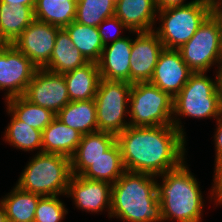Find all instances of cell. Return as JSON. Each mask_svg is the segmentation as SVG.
<instances>
[{
    "mask_svg": "<svg viewBox=\"0 0 222 222\" xmlns=\"http://www.w3.org/2000/svg\"><path fill=\"white\" fill-rule=\"evenodd\" d=\"M70 101H87L94 99L100 82V72L95 62L63 74Z\"/></svg>",
    "mask_w": 222,
    "mask_h": 222,
    "instance_id": "ffe728a7",
    "label": "cell"
},
{
    "mask_svg": "<svg viewBox=\"0 0 222 222\" xmlns=\"http://www.w3.org/2000/svg\"><path fill=\"white\" fill-rule=\"evenodd\" d=\"M59 196H42L36 207L33 222H62L68 209Z\"/></svg>",
    "mask_w": 222,
    "mask_h": 222,
    "instance_id": "4dcf8cb0",
    "label": "cell"
},
{
    "mask_svg": "<svg viewBox=\"0 0 222 222\" xmlns=\"http://www.w3.org/2000/svg\"><path fill=\"white\" fill-rule=\"evenodd\" d=\"M211 79L206 72L192 73L188 82L173 98V126L186 137L181 116L198 119L214 118L217 120L222 111L217 71ZM180 116V117H179Z\"/></svg>",
    "mask_w": 222,
    "mask_h": 222,
    "instance_id": "277c9868",
    "label": "cell"
},
{
    "mask_svg": "<svg viewBox=\"0 0 222 222\" xmlns=\"http://www.w3.org/2000/svg\"><path fill=\"white\" fill-rule=\"evenodd\" d=\"M115 4L113 0H77L75 21L98 27L106 18L114 16Z\"/></svg>",
    "mask_w": 222,
    "mask_h": 222,
    "instance_id": "f546056e",
    "label": "cell"
},
{
    "mask_svg": "<svg viewBox=\"0 0 222 222\" xmlns=\"http://www.w3.org/2000/svg\"><path fill=\"white\" fill-rule=\"evenodd\" d=\"M173 98L150 82L133 83L129 96V123L133 127L173 125Z\"/></svg>",
    "mask_w": 222,
    "mask_h": 222,
    "instance_id": "52a82bcc",
    "label": "cell"
},
{
    "mask_svg": "<svg viewBox=\"0 0 222 222\" xmlns=\"http://www.w3.org/2000/svg\"><path fill=\"white\" fill-rule=\"evenodd\" d=\"M111 188L110 183L89 180L81 175H72L66 196L71 197L74 205L79 210L96 214L107 210L110 217Z\"/></svg>",
    "mask_w": 222,
    "mask_h": 222,
    "instance_id": "5bb4252c",
    "label": "cell"
},
{
    "mask_svg": "<svg viewBox=\"0 0 222 222\" xmlns=\"http://www.w3.org/2000/svg\"><path fill=\"white\" fill-rule=\"evenodd\" d=\"M192 73L179 50L164 48L149 82L174 98L188 82Z\"/></svg>",
    "mask_w": 222,
    "mask_h": 222,
    "instance_id": "9a60e30c",
    "label": "cell"
},
{
    "mask_svg": "<svg viewBox=\"0 0 222 222\" xmlns=\"http://www.w3.org/2000/svg\"><path fill=\"white\" fill-rule=\"evenodd\" d=\"M23 96L30 102L57 114L70 102L63 74L38 68Z\"/></svg>",
    "mask_w": 222,
    "mask_h": 222,
    "instance_id": "8fae6325",
    "label": "cell"
},
{
    "mask_svg": "<svg viewBox=\"0 0 222 222\" xmlns=\"http://www.w3.org/2000/svg\"><path fill=\"white\" fill-rule=\"evenodd\" d=\"M88 63L82 53L74 46L67 31L61 28L55 39V46L49 63L44 69L64 74Z\"/></svg>",
    "mask_w": 222,
    "mask_h": 222,
    "instance_id": "7402d4cb",
    "label": "cell"
},
{
    "mask_svg": "<svg viewBox=\"0 0 222 222\" xmlns=\"http://www.w3.org/2000/svg\"><path fill=\"white\" fill-rule=\"evenodd\" d=\"M34 8L0 2V44H13L35 20Z\"/></svg>",
    "mask_w": 222,
    "mask_h": 222,
    "instance_id": "44dd1931",
    "label": "cell"
},
{
    "mask_svg": "<svg viewBox=\"0 0 222 222\" xmlns=\"http://www.w3.org/2000/svg\"><path fill=\"white\" fill-rule=\"evenodd\" d=\"M157 176L126 171L111 188L110 218L124 222H162Z\"/></svg>",
    "mask_w": 222,
    "mask_h": 222,
    "instance_id": "3957f363",
    "label": "cell"
},
{
    "mask_svg": "<svg viewBox=\"0 0 222 222\" xmlns=\"http://www.w3.org/2000/svg\"><path fill=\"white\" fill-rule=\"evenodd\" d=\"M115 142L116 135L105 131L82 135L74 155L70 158L72 175H81Z\"/></svg>",
    "mask_w": 222,
    "mask_h": 222,
    "instance_id": "ac0fdd59",
    "label": "cell"
},
{
    "mask_svg": "<svg viewBox=\"0 0 222 222\" xmlns=\"http://www.w3.org/2000/svg\"><path fill=\"white\" fill-rule=\"evenodd\" d=\"M193 73L206 72L222 64V47L218 19L211 13L193 37L178 49Z\"/></svg>",
    "mask_w": 222,
    "mask_h": 222,
    "instance_id": "9c48e42d",
    "label": "cell"
},
{
    "mask_svg": "<svg viewBox=\"0 0 222 222\" xmlns=\"http://www.w3.org/2000/svg\"><path fill=\"white\" fill-rule=\"evenodd\" d=\"M112 27L114 28V32L116 33L114 32L113 34L112 32L110 33V31L113 30L111 29ZM97 28H98V33L101 36V40L104 46L108 45L110 42L109 40L111 39H112L111 42H114L118 39L123 38L124 36L121 34L123 33V30L129 31V29L115 15L112 17L106 18ZM107 29L109 30L111 29V30L109 31ZM107 31L109 32L107 33Z\"/></svg>",
    "mask_w": 222,
    "mask_h": 222,
    "instance_id": "1f68e13d",
    "label": "cell"
},
{
    "mask_svg": "<svg viewBox=\"0 0 222 222\" xmlns=\"http://www.w3.org/2000/svg\"><path fill=\"white\" fill-rule=\"evenodd\" d=\"M214 167V179L209 198L211 201L214 199L215 205H217V198L222 195V158L215 163Z\"/></svg>",
    "mask_w": 222,
    "mask_h": 222,
    "instance_id": "d6a6232c",
    "label": "cell"
},
{
    "mask_svg": "<svg viewBox=\"0 0 222 222\" xmlns=\"http://www.w3.org/2000/svg\"><path fill=\"white\" fill-rule=\"evenodd\" d=\"M213 9L212 14L214 16H222V0H210Z\"/></svg>",
    "mask_w": 222,
    "mask_h": 222,
    "instance_id": "8d00e7d4",
    "label": "cell"
},
{
    "mask_svg": "<svg viewBox=\"0 0 222 222\" xmlns=\"http://www.w3.org/2000/svg\"><path fill=\"white\" fill-rule=\"evenodd\" d=\"M187 166L184 161L179 167L157 176L162 178L160 183L156 180L162 222H202L205 200L200 182Z\"/></svg>",
    "mask_w": 222,
    "mask_h": 222,
    "instance_id": "7a4b0ae2",
    "label": "cell"
},
{
    "mask_svg": "<svg viewBox=\"0 0 222 222\" xmlns=\"http://www.w3.org/2000/svg\"><path fill=\"white\" fill-rule=\"evenodd\" d=\"M217 205L222 206V195L217 198Z\"/></svg>",
    "mask_w": 222,
    "mask_h": 222,
    "instance_id": "60d3db41",
    "label": "cell"
},
{
    "mask_svg": "<svg viewBox=\"0 0 222 222\" xmlns=\"http://www.w3.org/2000/svg\"><path fill=\"white\" fill-rule=\"evenodd\" d=\"M8 5H24L26 7H35L36 0H0Z\"/></svg>",
    "mask_w": 222,
    "mask_h": 222,
    "instance_id": "d590c367",
    "label": "cell"
},
{
    "mask_svg": "<svg viewBox=\"0 0 222 222\" xmlns=\"http://www.w3.org/2000/svg\"><path fill=\"white\" fill-rule=\"evenodd\" d=\"M131 86L126 81L100 79L94 98L98 131L118 135L130 126L127 118Z\"/></svg>",
    "mask_w": 222,
    "mask_h": 222,
    "instance_id": "ba28073f",
    "label": "cell"
},
{
    "mask_svg": "<svg viewBox=\"0 0 222 222\" xmlns=\"http://www.w3.org/2000/svg\"><path fill=\"white\" fill-rule=\"evenodd\" d=\"M64 29L69 34L74 46L88 62L97 63L99 61L104 45L97 27L86 26L73 21Z\"/></svg>",
    "mask_w": 222,
    "mask_h": 222,
    "instance_id": "f1b7e54d",
    "label": "cell"
},
{
    "mask_svg": "<svg viewBox=\"0 0 222 222\" xmlns=\"http://www.w3.org/2000/svg\"><path fill=\"white\" fill-rule=\"evenodd\" d=\"M41 197L15 185L8 194L0 199L5 208L8 222H33Z\"/></svg>",
    "mask_w": 222,
    "mask_h": 222,
    "instance_id": "d4e9b609",
    "label": "cell"
},
{
    "mask_svg": "<svg viewBox=\"0 0 222 222\" xmlns=\"http://www.w3.org/2000/svg\"><path fill=\"white\" fill-rule=\"evenodd\" d=\"M125 36L105 45L97 62L100 77L130 83V57L133 39Z\"/></svg>",
    "mask_w": 222,
    "mask_h": 222,
    "instance_id": "2e32d148",
    "label": "cell"
},
{
    "mask_svg": "<svg viewBox=\"0 0 222 222\" xmlns=\"http://www.w3.org/2000/svg\"><path fill=\"white\" fill-rule=\"evenodd\" d=\"M219 21V28H220V37H221V47H222V16H215Z\"/></svg>",
    "mask_w": 222,
    "mask_h": 222,
    "instance_id": "ab89813d",
    "label": "cell"
},
{
    "mask_svg": "<svg viewBox=\"0 0 222 222\" xmlns=\"http://www.w3.org/2000/svg\"><path fill=\"white\" fill-rule=\"evenodd\" d=\"M186 141L173 125L128 126L116 135L125 170L154 176L175 169L185 161Z\"/></svg>",
    "mask_w": 222,
    "mask_h": 222,
    "instance_id": "6da1fadb",
    "label": "cell"
},
{
    "mask_svg": "<svg viewBox=\"0 0 222 222\" xmlns=\"http://www.w3.org/2000/svg\"><path fill=\"white\" fill-rule=\"evenodd\" d=\"M185 1L186 0H155L157 11H162L168 8L188 5L197 0H191L190 2H185Z\"/></svg>",
    "mask_w": 222,
    "mask_h": 222,
    "instance_id": "e575fe53",
    "label": "cell"
},
{
    "mask_svg": "<svg viewBox=\"0 0 222 222\" xmlns=\"http://www.w3.org/2000/svg\"><path fill=\"white\" fill-rule=\"evenodd\" d=\"M71 177L70 158L41 152L26 164L16 186L40 196H66Z\"/></svg>",
    "mask_w": 222,
    "mask_h": 222,
    "instance_id": "5b68a950",
    "label": "cell"
},
{
    "mask_svg": "<svg viewBox=\"0 0 222 222\" xmlns=\"http://www.w3.org/2000/svg\"><path fill=\"white\" fill-rule=\"evenodd\" d=\"M56 117L68 127L82 135L98 131L96 103L94 99L87 101H70Z\"/></svg>",
    "mask_w": 222,
    "mask_h": 222,
    "instance_id": "603a6c76",
    "label": "cell"
},
{
    "mask_svg": "<svg viewBox=\"0 0 222 222\" xmlns=\"http://www.w3.org/2000/svg\"><path fill=\"white\" fill-rule=\"evenodd\" d=\"M5 102L6 108L18 120L40 131H43L56 117L51 110L30 102L23 95L9 98Z\"/></svg>",
    "mask_w": 222,
    "mask_h": 222,
    "instance_id": "4316f807",
    "label": "cell"
},
{
    "mask_svg": "<svg viewBox=\"0 0 222 222\" xmlns=\"http://www.w3.org/2000/svg\"><path fill=\"white\" fill-rule=\"evenodd\" d=\"M60 29L35 19L13 42V45L29 58L37 68H44L50 61L55 39Z\"/></svg>",
    "mask_w": 222,
    "mask_h": 222,
    "instance_id": "7c38bea8",
    "label": "cell"
},
{
    "mask_svg": "<svg viewBox=\"0 0 222 222\" xmlns=\"http://www.w3.org/2000/svg\"><path fill=\"white\" fill-rule=\"evenodd\" d=\"M125 172L120 147L115 142L81 176L89 180L104 181L113 185Z\"/></svg>",
    "mask_w": 222,
    "mask_h": 222,
    "instance_id": "cb8c5ba5",
    "label": "cell"
},
{
    "mask_svg": "<svg viewBox=\"0 0 222 222\" xmlns=\"http://www.w3.org/2000/svg\"><path fill=\"white\" fill-rule=\"evenodd\" d=\"M136 34L132 43L130 57V83L149 82L153 76L155 66L163 43L154 31L134 32Z\"/></svg>",
    "mask_w": 222,
    "mask_h": 222,
    "instance_id": "4fadbf2b",
    "label": "cell"
},
{
    "mask_svg": "<svg viewBox=\"0 0 222 222\" xmlns=\"http://www.w3.org/2000/svg\"><path fill=\"white\" fill-rule=\"evenodd\" d=\"M37 70L13 44H0V91H7L4 100L22 96Z\"/></svg>",
    "mask_w": 222,
    "mask_h": 222,
    "instance_id": "30bf717a",
    "label": "cell"
},
{
    "mask_svg": "<svg viewBox=\"0 0 222 222\" xmlns=\"http://www.w3.org/2000/svg\"><path fill=\"white\" fill-rule=\"evenodd\" d=\"M217 73L219 77V89H220L221 101H222V64L220 65L219 68H217Z\"/></svg>",
    "mask_w": 222,
    "mask_h": 222,
    "instance_id": "f35d334b",
    "label": "cell"
},
{
    "mask_svg": "<svg viewBox=\"0 0 222 222\" xmlns=\"http://www.w3.org/2000/svg\"><path fill=\"white\" fill-rule=\"evenodd\" d=\"M212 9L210 0H197L188 5L158 11L160 26L153 31L164 48L178 50L193 37Z\"/></svg>",
    "mask_w": 222,
    "mask_h": 222,
    "instance_id": "8992f818",
    "label": "cell"
},
{
    "mask_svg": "<svg viewBox=\"0 0 222 222\" xmlns=\"http://www.w3.org/2000/svg\"><path fill=\"white\" fill-rule=\"evenodd\" d=\"M157 12L155 0H118L114 15L129 31L148 32L156 29Z\"/></svg>",
    "mask_w": 222,
    "mask_h": 222,
    "instance_id": "e0dca14e",
    "label": "cell"
},
{
    "mask_svg": "<svg viewBox=\"0 0 222 222\" xmlns=\"http://www.w3.org/2000/svg\"><path fill=\"white\" fill-rule=\"evenodd\" d=\"M0 222H8L5 208L0 200Z\"/></svg>",
    "mask_w": 222,
    "mask_h": 222,
    "instance_id": "74e56055",
    "label": "cell"
},
{
    "mask_svg": "<svg viewBox=\"0 0 222 222\" xmlns=\"http://www.w3.org/2000/svg\"><path fill=\"white\" fill-rule=\"evenodd\" d=\"M77 0H36V20L65 28L75 21Z\"/></svg>",
    "mask_w": 222,
    "mask_h": 222,
    "instance_id": "484cf974",
    "label": "cell"
},
{
    "mask_svg": "<svg viewBox=\"0 0 222 222\" xmlns=\"http://www.w3.org/2000/svg\"><path fill=\"white\" fill-rule=\"evenodd\" d=\"M82 134L62 123L57 117L42 131V152L71 158Z\"/></svg>",
    "mask_w": 222,
    "mask_h": 222,
    "instance_id": "d6986e66",
    "label": "cell"
},
{
    "mask_svg": "<svg viewBox=\"0 0 222 222\" xmlns=\"http://www.w3.org/2000/svg\"><path fill=\"white\" fill-rule=\"evenodd\" d=\"M216 128L214 132V144H215V162L222 158V111L219 118L216 120Z\"/></svg>",
    "mask_w": 222,
    "mask_h": 222,
    "instance_id": "836d02e7",
    "label": "cell"
},
{
    "mask_svg": "<svg viewBox=\"0 0 222 222\" xmlns=\"http://www.w3.org/2000/svg\"><path fill=\"white\" fill-rule=\"evenodd\" d=\"M6 110L11 119L5 129L3 141L5 140V143H9L10 146L25 152L37 150V153H41L42 131L18 120L8 109Z\"/></svg>",
    "mask_w": 222,
    "mask_h": 222,
    "instance_id": "83f0119b",
    "label": "cell"
}]
</instances>
